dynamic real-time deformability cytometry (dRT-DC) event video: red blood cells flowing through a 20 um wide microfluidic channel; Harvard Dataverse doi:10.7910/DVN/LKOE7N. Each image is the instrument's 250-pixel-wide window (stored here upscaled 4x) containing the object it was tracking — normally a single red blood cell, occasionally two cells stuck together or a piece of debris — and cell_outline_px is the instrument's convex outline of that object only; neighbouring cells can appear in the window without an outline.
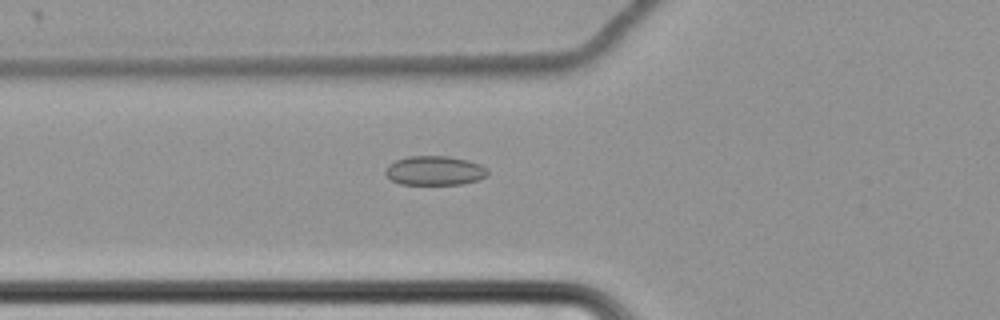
{"species": "common noctule bat (a hibernating species)", "species_latin": "Nyctalus noctula", "temperature_condition": "cold", "stored_images_in_passage": 56, "camera_frame_rate_fps": 3000, "um_per_image_px": 0.085, "animal": {"sex": "female", "body_mass_g": 22.7, "forearm_length_mm": 54.2}, "frame": {"image": 1, "passage_image": 19, "time_ms": 6.0, "image_size_px": [1000, 320], "cell_outline_px": [[488, 176], [480, 180], [460, 184], [400, 184], [392, 180], [384, 172], [388, 164], [396, 160], [408, 156], [448, 156], [468, 160], [480, 164], [488, 168]], "centroid_in_image_um": [36.98, 14.5], "position_along_channel_um": 88.8, "area_um2": 17.57}}
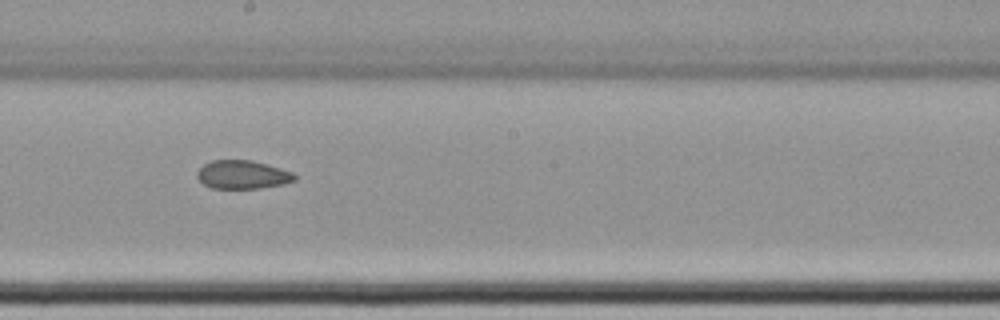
{"frame": {"image": 2, "passage_image": 31, "time_ms": 10.0, "image_size_px": [1000, 320], "cell_outline_px": [[296, 180], [284, 184], [260, 188], [212, 188], [204, 184], [196, 176], [196, 172], [204, 164], [212, 160], [252, 160], [280, 168], [292, 172], [296, 176]], "centroid_in_image_um": [20.62, 14.84], "position_along_channel_um": 227.6, "area_um2": 16.13}}
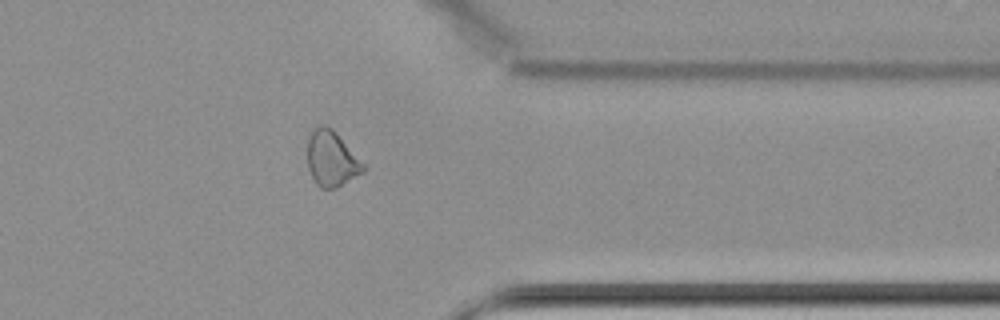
{"frame": {"image": 3, "passage_image": 45, "time_ms": 14.667, "image_size_px": [1000, 320], "cell_outline_px": [[364, 172], [336, 188], [320, 188], [316, 184], [308, 168], [308, 140], [312, 132], [320, 124], [324, 124], [332, 128], [336, 132], [364, 164]], "centroid_in_image_um": [28.18, 13.5], "position_along_channel_um": 383.2, "area_um2": 17.8}, "authors_computed_cell_mechanics": {"area_um2": 17.8891, "velocity_mm_per_s": 3.4723, "shape_relaxation_time_tau1_ms": null, "shape_relaxation_time_tau2_ms": 5.6518, "deformation_change_tau1": null, "deformation_change_tau2": 0.1112}}